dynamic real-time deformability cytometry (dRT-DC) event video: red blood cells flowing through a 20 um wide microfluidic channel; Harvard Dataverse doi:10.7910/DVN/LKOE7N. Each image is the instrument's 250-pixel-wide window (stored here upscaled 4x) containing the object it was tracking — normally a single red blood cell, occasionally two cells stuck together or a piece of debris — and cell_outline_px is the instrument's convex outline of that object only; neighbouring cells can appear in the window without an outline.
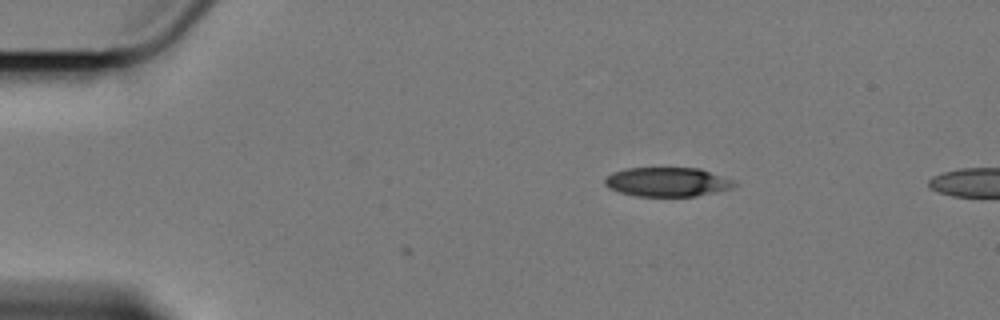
{"species": "Egyptian fruit bat (a non-hibernating species)", "species_latin": "Rousettus aegyptiacus", "temperature_condition": "cold", "stored_images_in_passage": 4, "camera_frame_rate_fps": 3000, "um_per_image_px": 0.085, "animal": {"sex": "female"}, "frame": {"image": 1, "passage_image": 4, "time_ms": 1.0, "image_size_px": [1000, 320], "cell_outline_px": [[736, 184], [732, 188], [716, 192], [696, 196], [636, 196], [620, 192], [608, 188], [604, 184], [604, 176], [612, 172], [624, 168], [700, 168], [736, 180]], "centroid_in_image_um": [56.71, 15.46], "position_along_channel_um": 28.3, "area_um2": 22.31}}